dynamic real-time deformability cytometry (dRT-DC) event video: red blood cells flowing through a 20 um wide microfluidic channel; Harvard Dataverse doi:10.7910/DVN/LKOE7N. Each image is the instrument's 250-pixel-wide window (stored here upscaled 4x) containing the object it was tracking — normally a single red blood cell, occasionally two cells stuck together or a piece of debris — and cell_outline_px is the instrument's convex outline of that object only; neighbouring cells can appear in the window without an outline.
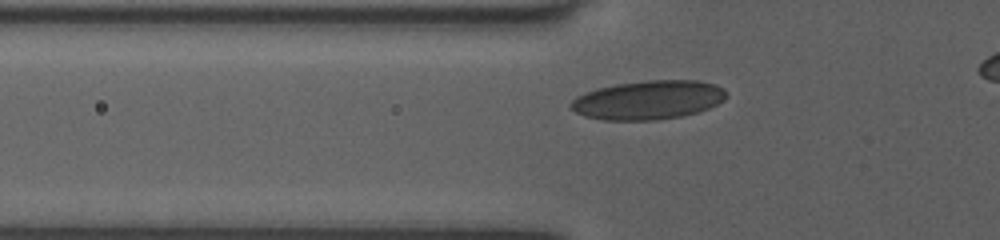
{"species": "human", "species_latin": "Homo sapiens", "temperature_condition": "room temperature", "stored_images_in_passage": 39, "camera_frame_rate_fps": 3000, "um_per_image_px": 0.085, "donor": {"sex": "female"}, "frame": {"image": 1, "passage_image": 10, "time_ms": 3.0, "image_size_px": [1000, 240], "cell_outline_px": [[724, 100], [708, 108], [696, 112], [680, 116], [656, 120], [604, 120], [584, 116], [576, 112], [568, 104], [576, 96], [584, 92], [596, 88], [616, 84], [648, 80], [696, 80], [716, 84], [724, 88]], "centroid_in_image_um": [55.06, 8.49], "position_along_channel_um": 70.7, "area_um2": 35.2}}
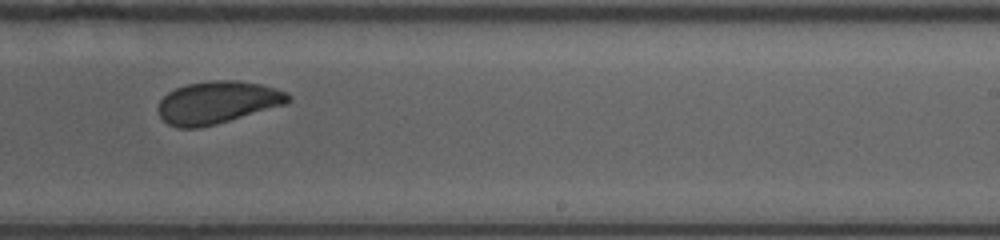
{"frame": {"image": 2, "passage_image": 25, "time_ms": 8.0, "image_size_px": [1000, 240], "cell_outline_px": [[292, 100], [288, 104], [216, 124], [200, 128], [176, 128], [168, 124], [160, 116], [156, 108], [160, 100], [168, 92], [176, 88], [188, 84], [212, 80], [236, 80], [264, 84], [288, 92], [292, 96]], "centroid_in_image_um": [18.52, 8.7], "position_along_channel_um": 270.5, "area_um2": 32.6}}
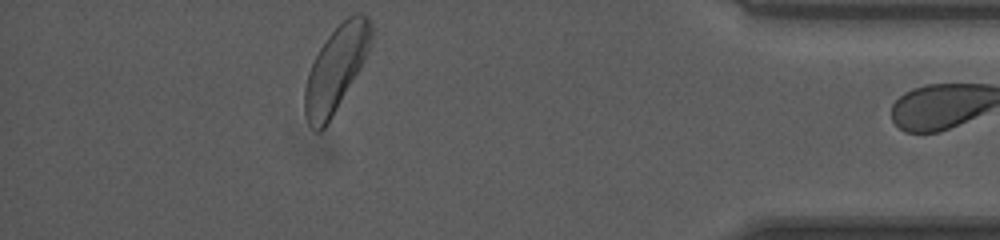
{"frame": {"image": 3, "passage_image": 38, "time_ms": 12.333, "image_size_px": [1000, 240], "cell_outline_px": [[372, 36], [368, 52], [360, 68], [328, 124], [320, 132], [316, 132], [308, 120], [304, 112], [304, 88], [308, 72], [320, 48], [328, 36], [348, 16], [356, 12], [364, 12], [368, 16], [372, 28]], "centroid_in_image_um": [28.56, 5.84], "position_along_channel_um": 406.6, "area_um2": 32.54}}